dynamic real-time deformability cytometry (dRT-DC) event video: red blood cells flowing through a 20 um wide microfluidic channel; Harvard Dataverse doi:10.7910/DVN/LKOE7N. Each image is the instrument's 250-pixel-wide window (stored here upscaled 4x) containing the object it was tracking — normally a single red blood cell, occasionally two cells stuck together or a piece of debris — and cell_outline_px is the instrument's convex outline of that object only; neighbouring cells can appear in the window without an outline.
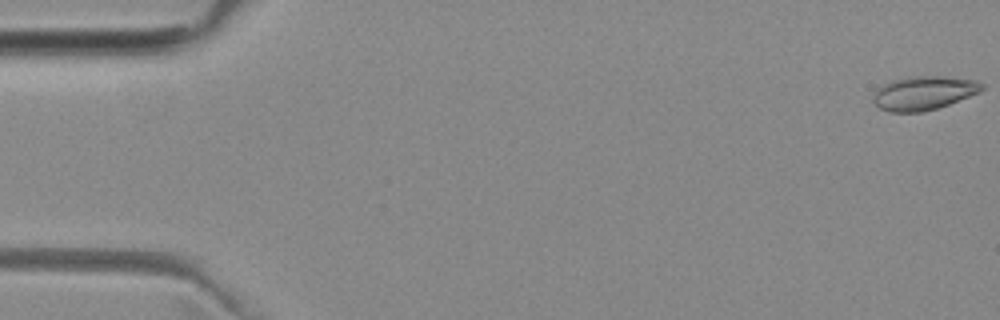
{"species": "common noctule bat (a hibernating species)", "species_latin": "Nyctalus noctula", "temperature_condition": "room temperature", "stored_images_in_passage": 12, "camera_frame_rate_fps": 3000, "um_per_image_px": 0.085, "animal": {"sex": "female", "body_mass_g": 29.2, "forearm_length_mm": 56.3}, "frame": {"image": 1, "passage_image": 1, "time_ms": 0.0, "image_size_px": [1000, 320], "cell_outline_px": [[984, 88], [980, 92], [948, 104], [936, 108], [920, 112], [888, 112], [880, 108], [872, 100], [876, 92], [884, 84], [896, 80], [916, 76], [940, 76], [976, 80], [984, 84]], "centroid_in_image_um": [78.55, 7.91], "position_along_channel_um": 6.5, "area_um2": 20.98}}